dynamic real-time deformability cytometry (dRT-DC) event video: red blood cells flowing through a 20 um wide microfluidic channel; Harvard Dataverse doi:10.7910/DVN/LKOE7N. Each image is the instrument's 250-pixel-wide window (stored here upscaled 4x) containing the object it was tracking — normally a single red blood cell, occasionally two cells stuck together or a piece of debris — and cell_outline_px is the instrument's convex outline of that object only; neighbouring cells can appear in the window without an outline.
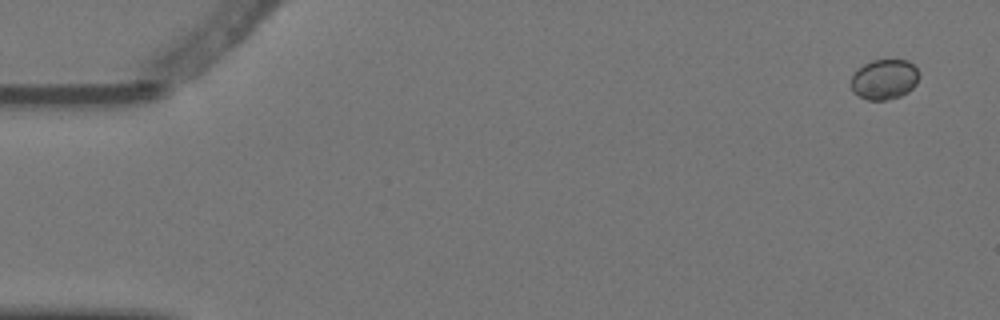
{"species": "Egyptian fruit bat (a non-hibernating species)", "species_latin": "Rousettus aegyptiacus", "temperature_condition": "warm", "stored_images_in_passage": 5, "camera_frame_rate_fps": 3000, "um_per_image_px": 0.085, "animal": {"sex": "female"}, "frame": {"image": 1, "passage_image": 1, "time_ms": 0.0, "image_size_px": [1000, 320], "cell_outline_px": [[920, 76], [916, 84], [908, 92], [900, 96], [884, 100], [868, 100], [852, 92], [852, 76], [864, 64], [872, 60], [908, 60], [920, 72]], "centroid_in_image_um": [75.2, 6.74], "position_along_channel_um": 9.8, "area_um2": 15.84}}
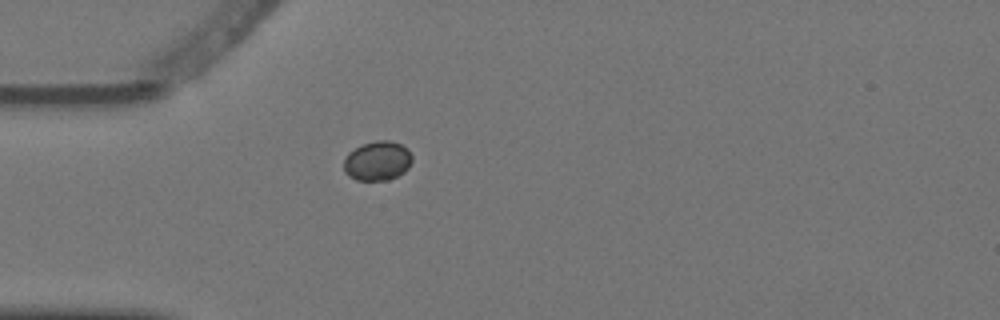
{"frame": {"image": 2, "passage_image": 5, "time_ms": 1.333, "image_size_px": [1000, 320], "cell_outline_px": [[412, 160], [408, 168], [404, 172], [388, 180], [356, 180], [348, 176], [344, 172], [344, 156], [348, 152], [364, 144], [376, 140], [388, 140], [400, 144], [408, 148], [412, 156]], "centroid_in_image_um": [32.07, 13.68], "position_along_channel_um": 52.9, "area_um2": 15.78}}